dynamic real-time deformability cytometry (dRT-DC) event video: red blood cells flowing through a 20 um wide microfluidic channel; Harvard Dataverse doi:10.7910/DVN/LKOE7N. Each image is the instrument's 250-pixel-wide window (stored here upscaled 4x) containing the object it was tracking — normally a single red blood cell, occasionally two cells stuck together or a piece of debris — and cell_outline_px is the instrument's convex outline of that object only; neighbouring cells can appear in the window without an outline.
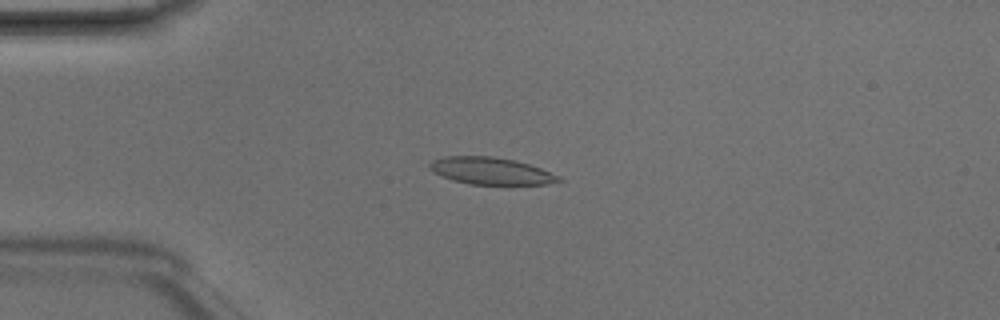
{"species": "Egyptian fruit bat (a non-hibernating species)", "species_latin": "Rousettus aegyptiacus", "temperature_condition": "room temperature", "stored_images_in_passage": 8, "camera_frame_rate_fps": 3000, "um_per_image_px": 0.085, "animal": {"sex": "male"}, "frame": {"image": 1, "passage_image": 4, "time_ms": 1.0, "image_size_px": [1000, 320], "cell_outline_px": [[564, 180], [548, 184], [468, 184], [452, 180], [432, 172], [428, 168], [428, 164], [432, 160], [444, 156], [492, 156], [512, 160], [528, 164], [540, 168], [560, 176]], "centroid_in_image_um": [41.68, 14.53], "position_along_channel_um": 43.3, "area_um2": 20.35}}
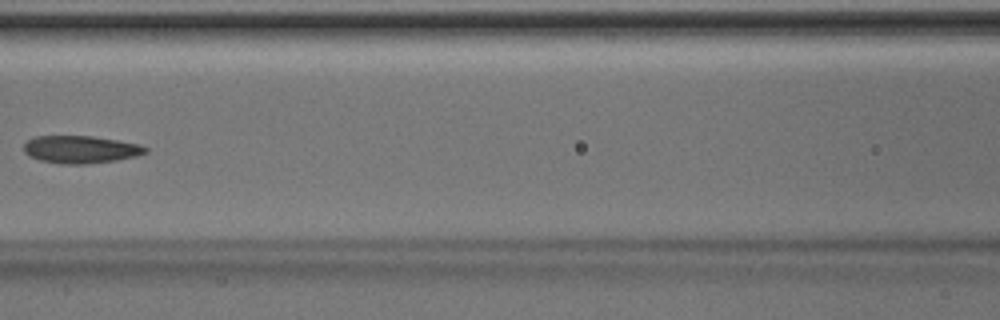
{"frame": {"image": 2, "passage_image": 7, "time_ms": 2.0, "image_size_px": [1000, 320], "cell_outline_px": [[148, 152], [136, 156], [116, 160], [88, 164], [60, 164], [40, 160], [28, 156], [24, 152], [24, 144], [28, 140], [36, 136], [92, 136], [140, 144], [148, 148]], "centroid_in_image_um": [6.85, 12.71], "position_along_channel_um": 159.8, "area_um2": 19.59}}